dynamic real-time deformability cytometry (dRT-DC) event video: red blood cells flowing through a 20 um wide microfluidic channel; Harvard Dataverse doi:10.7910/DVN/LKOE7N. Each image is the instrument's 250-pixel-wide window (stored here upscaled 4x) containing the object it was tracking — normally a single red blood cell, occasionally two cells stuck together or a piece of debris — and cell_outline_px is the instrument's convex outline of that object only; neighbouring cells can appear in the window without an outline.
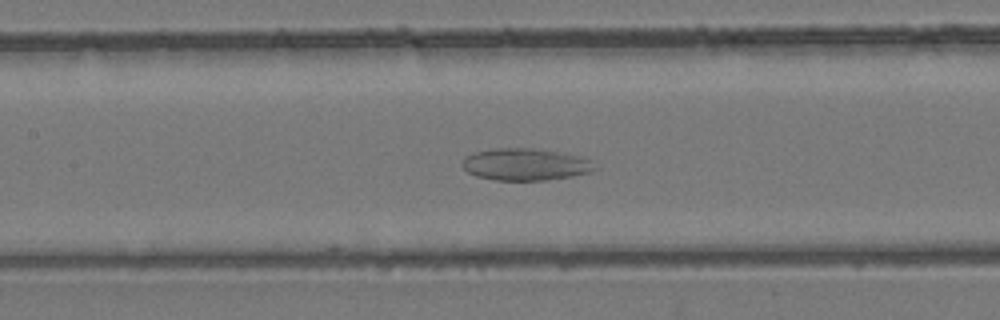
{"species": "common noctule bat (a hibernating species)", "species_latin": "Nyctalus noctula", "temperature_condition": "room temperature", "stored_images_in_passage": 20, "camera_frame_rate_fps": 3000, "um_per_image_px": 0.085, "animal": {"sex": "female", "body_mass_g": 24.6, "forearm_length_mm": 56.2}, "frame": {"image": 1, "passage_image": 16, "time_ms": 5.0, "image_size_px": [1000, 320], "cell_outline_px": [[596, 168], [588, 172], [572, 176], [544, 180], [496, 180], [476, 176], [468, 172], [460, 164], [464, 156], [476, 152], [496, 148], [532, 148], [556, 152], [588, 160]], "centroid_in_image_um": [44.54, 13.98], "position_along_channel_um": 162.9, "area_um2": 24.16}}
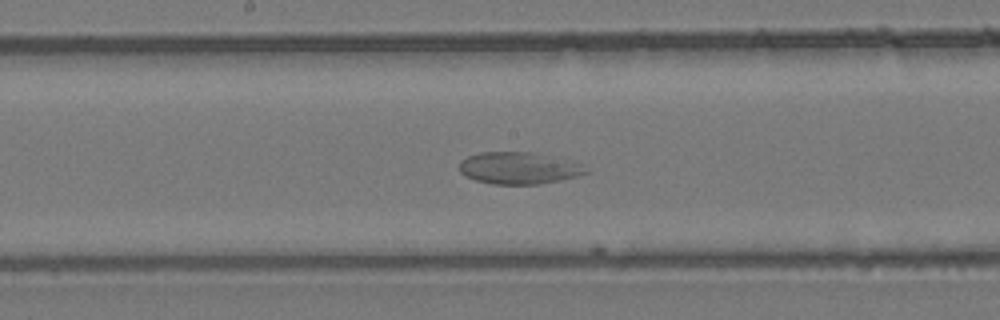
{"frame": {"image": 2, "passage_image": 19, "time_ms": 6.0, "image_size_px": [1000, 320], "cell_outline_px": [[588, 172], [576, 176], [560, 180], [540, 184], [492, 184], [476, 180], [464, 176], [460, 172], [460, 160], [468, 156], [480, 152], [532, 152], [576, 164]], "centroid_in_image_um": [43.96, 14.3], "position_along_channel_um": 204.2, "area_um2": 22.89}}